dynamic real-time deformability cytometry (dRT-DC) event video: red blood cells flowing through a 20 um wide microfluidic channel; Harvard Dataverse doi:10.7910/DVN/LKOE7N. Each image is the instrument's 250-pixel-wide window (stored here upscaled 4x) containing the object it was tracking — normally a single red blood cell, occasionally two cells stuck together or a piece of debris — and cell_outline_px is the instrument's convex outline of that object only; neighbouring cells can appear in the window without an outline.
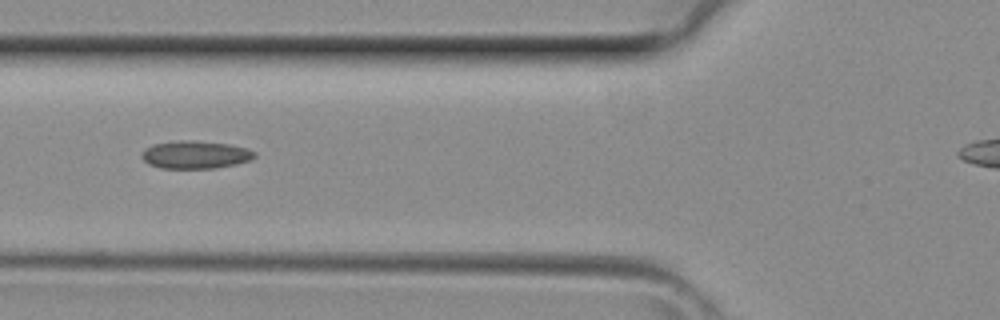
{"species": "common noctule bat (a hibernating species)", "species_latin": "Nyctalus noctula", "temperature_condition": "room temperature", "stored_images_in_passage": 3, "camera_frame_rate_fps": 3000, "um_per_image_px": 0.085, "animal": {"sex": "female", "body_mass_g": 29.2, "forearm_length_mm": 56.3}, "frame": {"image": 1, "passage_image": 3, "time_ms": 0.667, "image_size_px": [1000, 320], "cell_outline_px": [[256, 156], [248, 160], [236, 164], [216, 168], [160, 168], [148, 164], [140, 156], [140, 152], [144, 148], [152, 144], [180, 140], [188, 140], [228, 144], [248, 148], [256, 152]], "centroid_in_image_um": [16.56, 13.15], "position_along_channel_um": 109.2, "area_um2": 18.38}}